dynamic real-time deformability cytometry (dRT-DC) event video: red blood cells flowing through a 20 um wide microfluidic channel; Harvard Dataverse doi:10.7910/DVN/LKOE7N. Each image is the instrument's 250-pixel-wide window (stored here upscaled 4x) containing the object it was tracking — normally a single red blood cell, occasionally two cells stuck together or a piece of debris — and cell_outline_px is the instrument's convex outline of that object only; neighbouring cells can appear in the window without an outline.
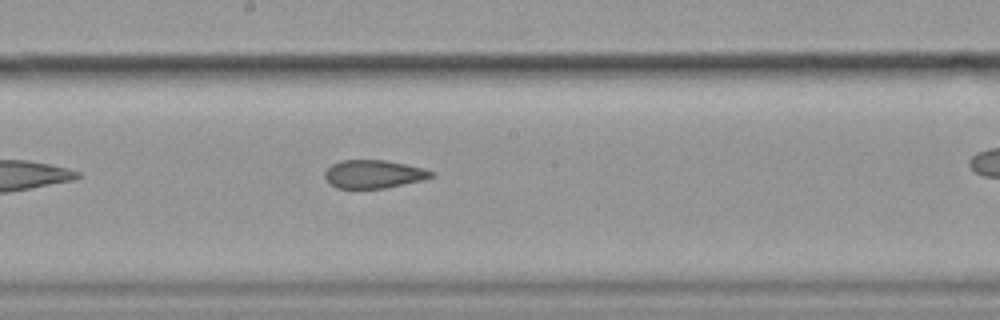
{"species": "common noctule bat (a hibernating species)", "species_latin": "Nyctalus noctula", "temperature_condition": "cold", "stored_images_in_passage": 28, "camera_frame_rate_fps": 3000, "um_per_image_px": 0.085, "animal": {"sex": "female", "body_mass_g": 19.9}, "frame": {"image": 1, "passage_image": 13, "time_ms": 4.0, "image_size_px": [1000, 320], "cell_outline_px": [[436, 176], [424, 180], [384, 188], [336, 188], [324, 176], [324, 172], [332, 164], [340, 160], [384, 160], [424, 168], [436, 172]], "centroid_in_image_um": [31.81, 14.79], "position_along_channel_um": 216.4, "area_um2": 17.51}}
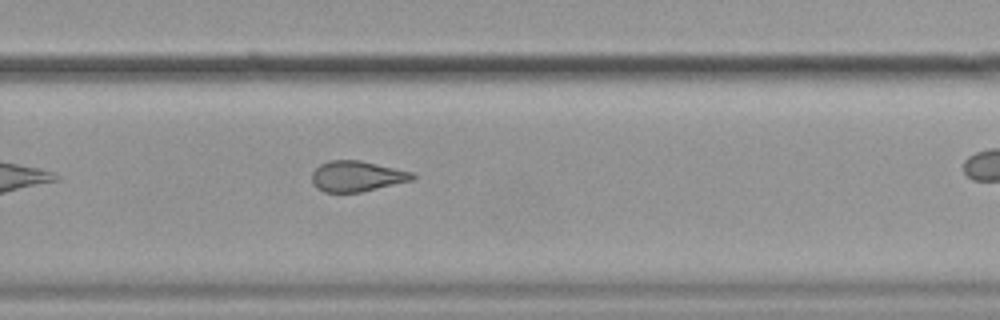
{"frame": {"image": 2, "passage_image": 20, "time_ms": 6.333, "image_size_px": [1000, 320], "cell_outline_px": [[416, 176], [412, 180], [360, 192], [324, 192], [316, 188], [312, 184], [312, 172], [320, 164], [328, 160], [360, 160], [412, 172]], "centroid_in_image_um": [30.29, 14.98], "position_along_channel_um": 299.5, "area_um2": 17.86}}
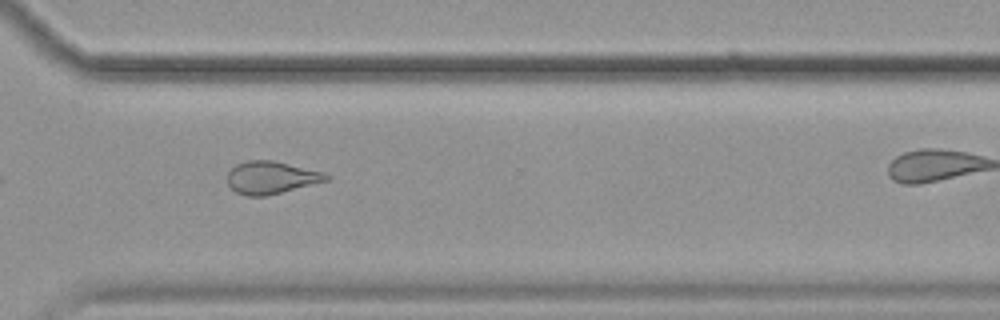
{"frame": {"image": 3, "passage_image": 24, "time_ms": 7.667, "image_size_px": [1000, 320], "cell_outline_px": [[332, 176], [328, 180], [268, 196], [244, 196], [236, 192], [228, 184], [228, 172], [236, 164], [248, 160], [272, 160], [324, 172]], "centroid_in_image_um": [23.05, 15.1], "position_along_channel_um": 347.5, "area_um2": 18.79}}